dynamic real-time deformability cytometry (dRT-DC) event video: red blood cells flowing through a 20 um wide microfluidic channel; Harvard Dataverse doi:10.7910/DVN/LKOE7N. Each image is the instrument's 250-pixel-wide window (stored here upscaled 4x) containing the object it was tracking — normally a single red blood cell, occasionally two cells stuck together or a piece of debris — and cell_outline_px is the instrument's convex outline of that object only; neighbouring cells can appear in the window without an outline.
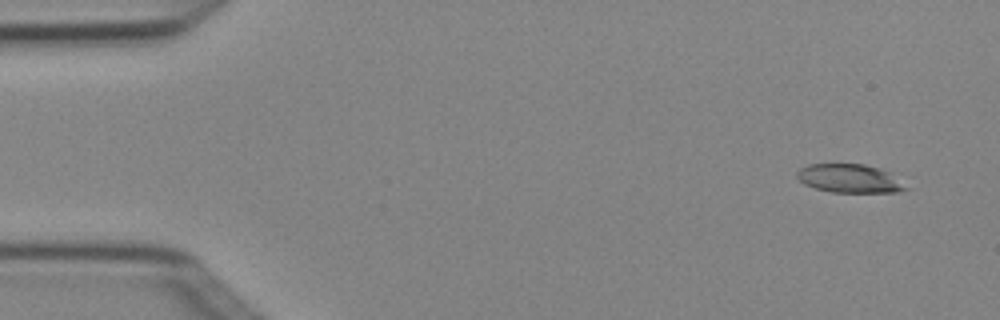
{"species": "Egyptian fruit bat (a non-hibernating species)", "species_latin": "Rousettus aegyptiacus", "temperature_condition": "cold", "stored_images_in_passage": 4, "camera_frame_rate_fps": 3000, "um_per_image_px": 0.085, "animal": {"sex": "female"}, "frame": {"image": 1, "passage_image": 1, "time_ms": 0.0, "image_size_px": [1000, 320], "cell_outline_px": [[912, 188], [896, 192], [832, 192], [816, 188], [804, 184], [796, 176], [796, 172], [800, 168], [808, 164], [864, 164], [880, 168], [892, 172]], "centroid_in_image_um": [72.29, 15.16], "position_along_channel_um": 12.7, "area_um2": 18.44}}
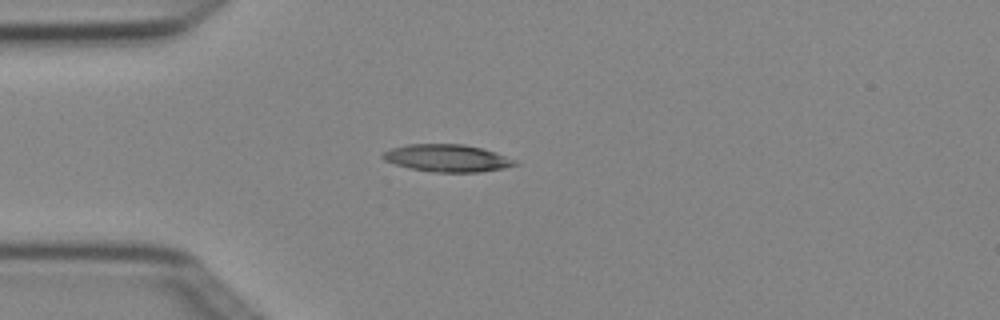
{"frame": {"image": 2, "passage_image": 4, "time_ms": 1.0, "image_size_px": [1000, 320], "cell_outline_px": [[520, 164], [504, 168], [480, 172], [432, 172], [412, 168], [396, 164], [384, 160], [380, 156], [384, 152], [392, 148], [408, 144], [464, 144], [496, 152], [516, 160]], "centroid_in_image_um": [38.04, 13.44], "position_along_channel_um": 47.0, "area_um2": 20.98}}